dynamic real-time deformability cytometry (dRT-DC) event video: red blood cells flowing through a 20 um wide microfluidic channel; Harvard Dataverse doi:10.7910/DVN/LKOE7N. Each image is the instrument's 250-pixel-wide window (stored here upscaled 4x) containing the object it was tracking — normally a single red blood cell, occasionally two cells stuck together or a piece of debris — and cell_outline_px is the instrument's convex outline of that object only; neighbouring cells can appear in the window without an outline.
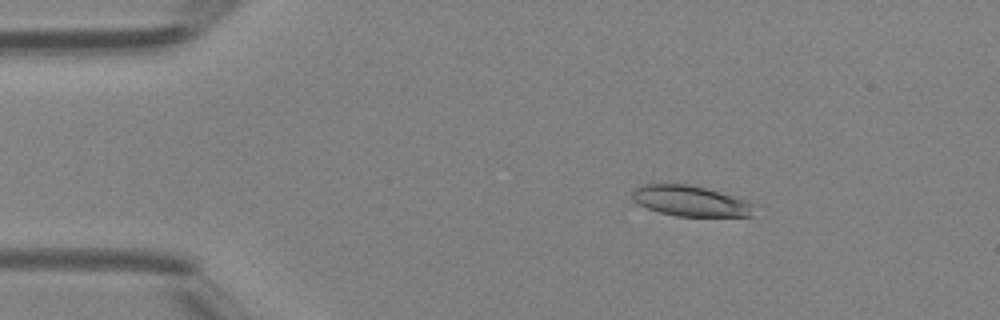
{"species": "Egyptian fruit bat (a non-hibernating species)", "species_latin": "Rousettus aegyptiacus", "temperature_condition": "room temperature", "stored_images_in_passage": 11, "camera_frame_rate_fps": 3000, "um_per_image_px": 0.085, "animal": {"sex": "female"}, "frame": {"image": 1, "passage_image": 4, "time_ms": 1.0, "image_size_px": [1000, 320], "cell_outline_px": [[760, 204], [752, 216], [676, 216], [660, 212], [648, 208], [632, 200], [632, 192], [640, 184], [688, 184], [736, 196]], "centroid_in_image_um": [58.79, 17.08], "position_along_channel_um": 26.2, "area_um2": 22.02}}